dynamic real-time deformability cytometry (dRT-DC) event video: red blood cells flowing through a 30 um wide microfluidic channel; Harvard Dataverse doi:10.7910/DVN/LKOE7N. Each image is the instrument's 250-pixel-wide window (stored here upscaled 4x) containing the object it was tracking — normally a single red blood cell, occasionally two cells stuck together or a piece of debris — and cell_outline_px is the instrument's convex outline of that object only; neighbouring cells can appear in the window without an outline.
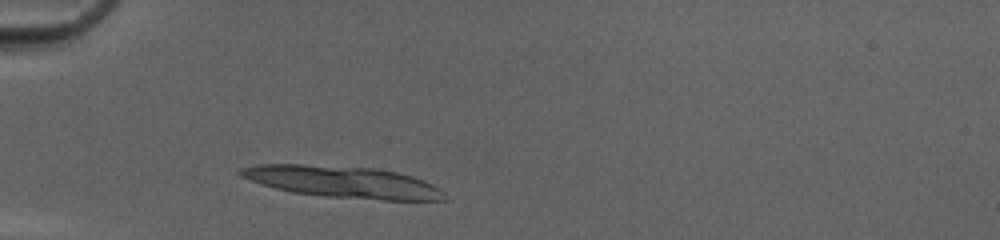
{"species": "common noctule bat (a hibernating species)", "species_latin": "Nyctalus noctula", "temperature_condition": "cold", "stored_images_in_passage": 11, "camera_frame_rate_fps": 3000, "um_per_image_px": 0.085, "animal": {"sex": "female", "body_mass_g": 20.0, "forearm_length_mm": 54.0}, "frame": {"image": 1, "passage_image": 4, "time_ms": 1.0, "image_size_px": [1000, 240], "cell_outline_px": [[448, 200], [384, 200], [324, 196], [292, 192], [260, 184], [240, 176], [236, 172], [240, 168], [260, 164], [304, 164], [376, 168], [396, 172], [412, 176], [424, 180], [440, 188], [444, 192]], "centroid_in_image_um": [29.14, 15.46], "position_along_channel_um": 55.9, "area_um2": 37.74}}